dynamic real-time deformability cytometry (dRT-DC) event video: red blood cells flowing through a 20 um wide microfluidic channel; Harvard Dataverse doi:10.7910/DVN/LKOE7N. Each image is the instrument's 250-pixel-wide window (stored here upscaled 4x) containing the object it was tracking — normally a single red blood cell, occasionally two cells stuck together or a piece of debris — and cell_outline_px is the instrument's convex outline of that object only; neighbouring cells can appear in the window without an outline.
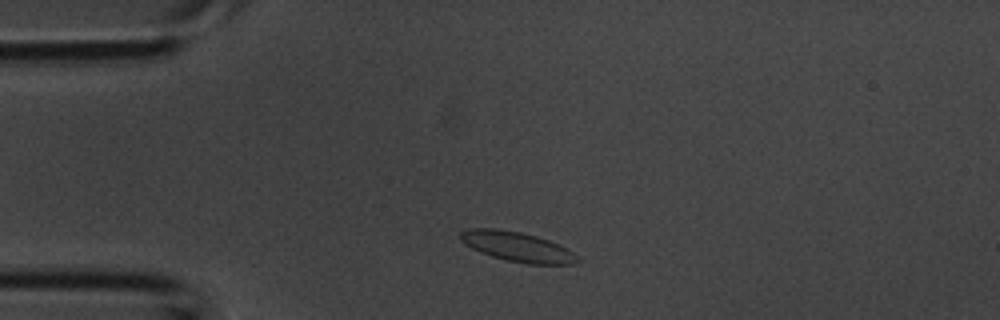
{"species": "common noctule bat (a hibernating species)", "species_latin": "Nyctalus noctula", "temperature_condition": "room temperature", "stored_images_in_passage": 1, "camera_frame_rate_fps": 3000, "um_per_image_px": 0.085, "animal": {"sex": "male", "body_mass_g": 20.1, "forearm_length_mm": 53.5}, "frame": {"image": 1, "passage_image": 1, "time_ms": 0.0, "image_size_px": [1000, 320], "cell_outline_px": [[580, 260], [576, 264], [528, 264], [508, 260], [492, 256], [480, 252], [472, 248], [460, 240], [460, 232], [468, 228], [496, 228], [520, 232], [536, 236], [560, 244], [568, 248], [580, 256]], "centroid_in_image_um": [44.02, 20.97], "position_along_channel_um": 41.0, "area_um2": 20.4}}